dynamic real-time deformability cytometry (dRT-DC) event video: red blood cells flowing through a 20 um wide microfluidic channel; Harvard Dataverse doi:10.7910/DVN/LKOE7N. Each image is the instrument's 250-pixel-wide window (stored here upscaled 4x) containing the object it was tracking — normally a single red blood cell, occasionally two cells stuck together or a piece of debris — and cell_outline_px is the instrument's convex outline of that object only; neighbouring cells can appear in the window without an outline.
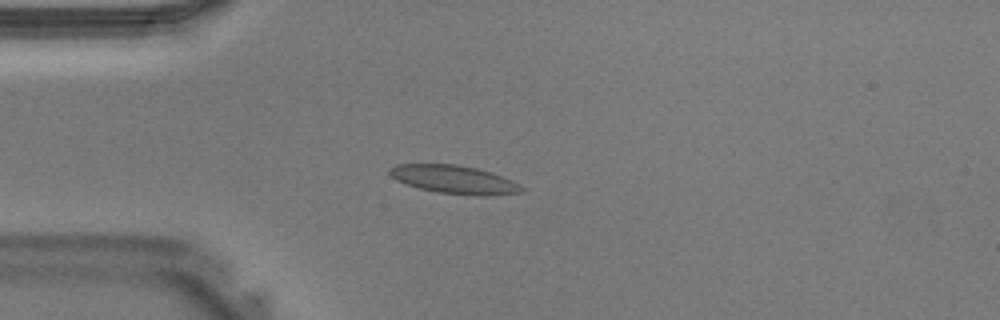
{"species": "Egyptian fruit bat (a non-hibernating species)", "species_latin": "Rousettus aegyptiacus", "temperature_condition": "warm", "stored_images_in_passage": 40, "camera_frame_rate_fps": 3000, "um_per_image_px": 0.085, "animal": {"sex": "male"}, "frame": {"image": 1, "passage_image": 10, "time_ms": 3.0, "image_size_px": [1000, 320], "cell_outline_px": [[524, 192], [492, 196], [476, 196], [436, 192], [420, 188], [396, 180], [388, 172], [396, 164], [456, 164], [476, 168], [492, 172], [512, 180], [520, 184], [524, 188]], "centroid_in_image_um": [38.68, 15.27], "position_along_channel_um": 46.3, "area_um2": 21.85}}
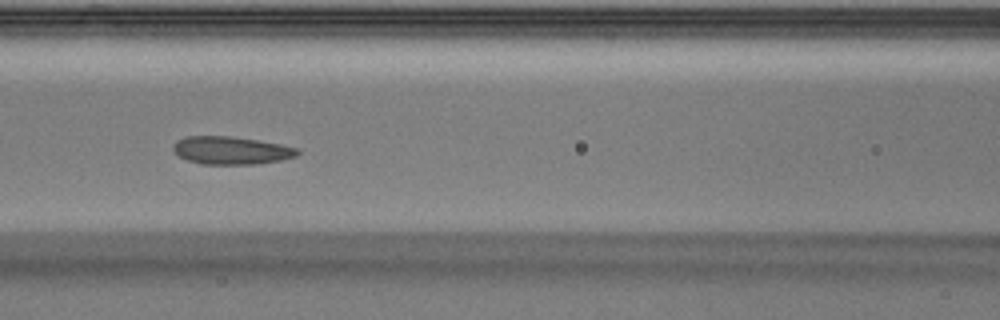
{"frame": {"image": 2, "passage_image": 17, "time_ms": 5.333, "image_size_px": [1000, 320], "cell_outline_px": [[300, 152], [296, 156], [280, 160], [256, 164], [200, 164], [188, 160], [180, 156], [172, 148], [172, 144], [176, 140], [184, 136], [232, 136], [280, 144], [296, 148]], "centroid_in_image_um": [19.61, 12.78], "position_along_channel_um": 147.0, "area_um2": 20.11}}
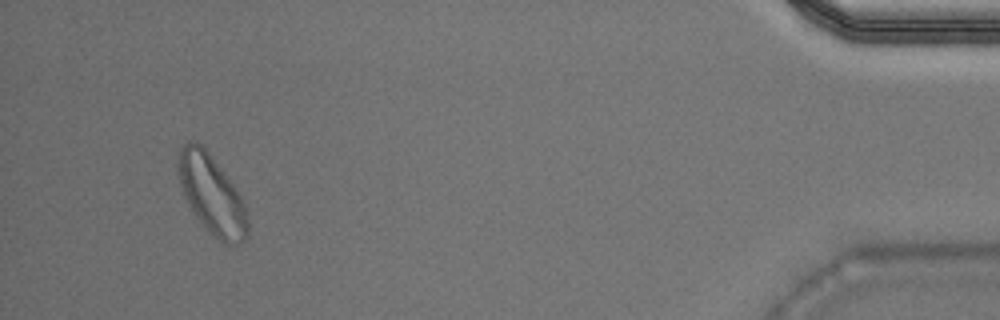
{"frame": {"image": 3, "passage_image": 38, "time_ms": 12.333, "image_size_px": [1000, 320], "cell_outline_px": [[248, 236], [244, 240], [232, 248], [224, 244], [196, 216], [184, 196], [180, 184], [176, 164], [176, 156], [184, 144], [188, 140], [192, 140], [200, 144], [208, 152], [224, 172], [240, 196], [244, 204], [248, 220]], "centroid_in_image_um": [17.99, 16.53], "position_along_channel_um": 417.2, "area_um2": 31.67}}